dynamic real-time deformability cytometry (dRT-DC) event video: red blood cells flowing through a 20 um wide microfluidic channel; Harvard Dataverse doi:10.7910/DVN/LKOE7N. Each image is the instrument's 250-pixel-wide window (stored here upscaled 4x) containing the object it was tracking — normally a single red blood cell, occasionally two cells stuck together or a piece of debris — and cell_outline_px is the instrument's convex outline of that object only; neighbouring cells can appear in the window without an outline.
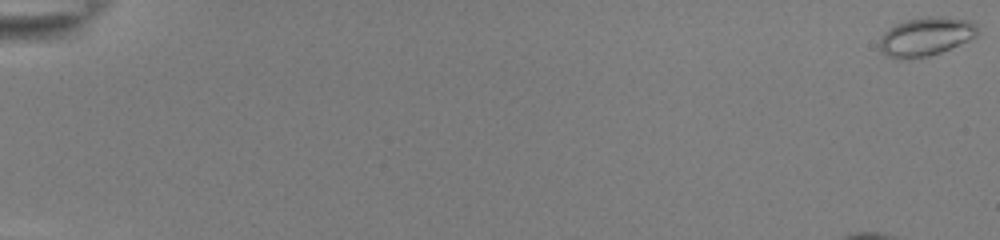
{"species": "common noctule bat (a hibernating species)", "species_latin": "Nyctalus noctula", "temperature_condition": "room temperature", "stored_images_in_passage": 55, "camera_frame_rate_fps": 3000, "um_per_image_px": 0.085, "animal": {"sex": "female", "body_mass_g": 22.0, "forearm_length_mm": 56.7}, "frame": {"image": 1, "passage_image": 1, "time_ms": 0.0, "image_size_px": [1000, 240], "cell_outline_px": [[980, 32], [976, 36], [968, 40], [940, 52], [928, 56], [908, 60], [896, 60], [884, 56], [880, 52], [880, 36], [888, 28], [896, 24], [908, 20], [928, 16], [944, 16], [972, 20], [976, 24]], "centroid_in_image_um": [78.67, 3.12], "position_along_channel_um": 6.3, "area_um2": 22.54}, "authors_computed_cell_mechanics": {"area_um2": 19.5942, "velocity_mm_per_s": 3.8611, "shape_relaxation_time_tau1_ms": 5.3062, "shape_relaxation_time_tau2_ms": 2.2902, "deformation_change_tau1": 0.1769, "deformation_change_tau2": 0.0635}}